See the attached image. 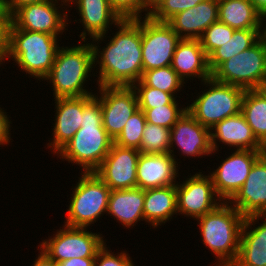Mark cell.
<instances>
[{
    "label": "cell",
    "instance_id": "cell-19",
    "mask_svg": "<svg viewBox=\"0 0 266 266\" xmlns=\"http://www.w3.org/2000/svg\"><path fill=\"white\" fill-rule=\"evenodd\" d=\"M178 164L170 153H141L137 164V187L145 190L175 185Z\"/></svg>",
    "mask_w": 266,
    "mask_h": 266
},
{
    "label": "cell",
    "instance_id": "cell-37",
    "mask_svg": "<svg viewBox=\"0 0 266 266\" xmlns=\"http://www.w3.org/2000/svg\"><path fill=\"white\" fill-rule=\"evenodd\" d=\"M111 8L121 19L141 18L145 11V17L150 12V0H108Z\"/></svg>",
    "mask_w": 266,
    "mask_h": 266
},
{
    "label": "cell",
    "instance_id": "cell-13",
    "mask_svg": "<svg viewBox=\"0 0 266 266\" xmlns=\"http://www.w3.org/2000/svg\"><path fill=\"white\" fill-rule=\"evenodd\" d=\"M190 176L176 184L177 211L195 220L215 209L223 200L216 194L209 174L203 175L199 171Z\"/></svg>",
    "mask_w": 266,
    "mask_h": 266
},
{
    "label": "cell",
    "instance_id": "cell-26",
    "mask_svg": "<svg viewBox=\"0 0 266 266\" xmlns=\"http://www.w3.org/2000/svg\"><path fill=\"white\" fill-rule=\"evenodd\" d=\"M144 219L152 227L161 226L177 215L176 184L144 190Z\"/></svg>",
    "mask_w": 266,
    "mask_h": 266
},
{
    "label": "cell",
    "instance_id": "cell-3",
    "mask_svg": "<svg viewBox=\"0 0 266 266\" xmlns=\"http://www.w3.org/2000/svg\"><path fill=\"white\" fill-rule=\"evenodd\" d=\"M244 219L228 201L195 219L199 223L203 244L217 258L215 266H231L236 261Z\"/></svg>",
    "mask_w": 266,
    "mask_h": 266
},
{
    "label": "cell",
    "instance_id": "cell-43",
    "mask_svg": "<svg viewBox=\"0 0 266 266\" xmlns=\"http://www.w3.org/2000/svg\"><path fill=\"white\" fill-rule=\"evenodd\" d=\"M37 249L40 251L39 256L34 260L32 266H56V262L51 259L43 250L39 247Z\"/></svg>",
    "mask_w": 266,
    "mask_h": 266
},
{
    "label": "cell",
    "instance_id": "cell-25",
    "mask_svg": "<svg viewBox=\"0 0 266 266\" xmlns=\"http://www.w3.org/2000/svg\"><path fill=\"white\" fill-rule=\"evenodd\" d=\"M144 190L138 187L111 190L108 199L107 214L123 225L134 227L138 221L144 219Z\"/></svg>",
    "mask_w": 266,
    "mask_h": 266
},
{
    "label": "cell",
    "instance_id": "cell-24",
    "mask_svg": "<svg viewBox=\"0 0 266 266\" xmlns=\"http://www.w3.org/2000/svg\"><path fill=\"white\" fill-rule=\"evenodd\" d=\"M171 67L185 82L188 78H198L202 82L210 77L208 56L203 50L200 40L181 39L175 49Z\"/></svg>",
    "mask_w": 266,
    "mask_h": 266
},
{
    "label": "cell",
    "instance_id": "cell-16",
    "mask_svg": "<svg viewBox=\"0 0 266 266\" xmlns=\"http://www.w3.org/2000/svg\"><path fill=\"white\" fill-rule=\"evenodd\" d=\"M174 145L185 157L202 158L214 154L211 146L210 129L201 125L187 110L170 129V154L176 160ZM172 148V149H171Z\"/></svg>",
    "mask_w": 266,
    "mask_h": 266
},
{
    "label": "cell",
    "instance_id": "cell-29",
    "mask_svg": "<svg viewBox=\"0 0 266 266\" xmlns=\"http://www.w3.org/2000/svg\"><path fill=\"white\" fill-rule=\"evenodd\" d=\"M241 113L257 140L266 145V96L259 89L246 90Z\"/></svg>",
    "mask_w": 266,
    "mask_h": 266
},
{
    "label": "cell",
    "instance_id": "cell-42",
    "mask_svg": "<svg viewBox=\"0 0 266 266\" xmlns=\"http://www.w3.org/2000/svg\"><path fill=\"white\" fill-rule=\"evenodd\" d=\"M45 0H4V8L12 14L18 7L29 4V3H37Z\"/></svg>",
    "mask_w": 266,
    "mask_h": 266
},
{
    "label": "cell",
    "instance_id": "cell-33",
    "mask_svg": "<svg viewBox=\"0 0 266 266\" xmlns=\"http://www.w3.org/2000/svg\"><path fill=\"white\" fill-rule=\"evenodd\" d=\"M204 0H150L149 17L157 22H168L176 14L193 8Z\"/></svg>",
    "mask_w": 266,
    "mask_h": 266
},
{
    "label": "cell",
    "instance_id": "cell-14",
    "mask_svg": "<svg viewBox=\"0 0 266 266\" xmlns=\"http://www.w3.org/2000/svg\"><path fill=\"white\" fill-rule=\"evenodd\" d=\"M263 151H235L224 160L214 171L209 172L216 194L223 200L229 201L246 181L254 162Z\"/></svg>",
    "mask_w": 266,
    "mask_h": 266
},
{
    "label": "cell",
    "instance_id": "cell-45",
    "mask_svg": "<svg viewBox=\"0 0 266 266\" xmlns=\"http://www.w3.org/2000/svg\"><path fill=\"white\" fill-rule=\"evenodd\" d=\"M265 19H266V17H263L262 24H264V22L266 21ZM261 37L264 39V41L266 43V22L264 25H262Z\"/></svg>",
    "mask_w": 266,
    "mask_h": 266
},
{
    "label": "cell",
    "instance_id": "cell-21",
    "mask_svg": "<svg viewBox=\"0 0 266 266\" xmlns=\"http://www.w3.org/2000/svg\"><path fill=\"white\" fill-rule=\"evenodd\" d=\"M54 101L56 115L52 129L53 139L47 144L53 150L52 154H56L81 128L85 96L56 98Z\"/></svg>",
    "mask_w": 266,
    "mask_h": 266
},
{
    "label": "cell",
    "instance_id": "cell-34",
    "mask_svg": "<svg viewBox=\"0 0 266 266\" xmlns=\"http://www.w3.org/2000/svg\"><path fill=\"white\" fill-rule=\"evenodd\" d=\"M176 98L166 105L154 108H140L146 117V121L164 128L171 129L177 120L187 110V107H179Z\"/></svg>",
    "mask_w": 266,
    "mask_h": 266
},
{
    "label": "cell",
    "instance_id": "cell-12",
    "mask_svg": "<svg viewBox=\"0 0 266 266\" xmlns=\"http://www.w3.org/2000/svg\"><path fill=\"white\" fill-rule=\"evenodd\" d=\"M102 110V123L109 136L115 140L130 116L139 109L132 86H98Z\"/></svg>",
    "mask_w": 266,
    "mask_h": 266
},
{
    "label": "cell",
    "instance_id": "cell-18",
    "mask_svg": "<svg viewBox=\"0 0 266 266\" xmlns=\"http://www.w3.org/2000/svg\"><path fill=\"white\" fill-rule=\"evenodd\" d=\"M76 4L78 9V19L82 23L84 30L80 33L81 40L98 41L102 43L106 38L109 26H116L121 17L111 8L108 0H68V4ZM89 36L90 38H87Z\"/></svg>",
    "mask_w": 266,
    "mask_h": 266
},
{
    "label": "cell",
    "instance_id": "cell-23",
    "mask_svg": "<svg viewBox=\"0 0 266 266\" xmlns=\"http://www.w3.org/2000/svg\"><path fill=\"white\" fill-rule=\"evenodd\" d=\"M218 21V0H204L173 16L167 23L181 39L199 40L204 31Z\"/></svg>",
    "mask_w": 266,
    "mask_h": 266
},
{
    "label": "cell",
    "instance_id": "cell-47",
    "mask_svg": "<svg viewBox=\"0 0 266 266\" xmlns=\"http://www.w3.org/2000/svg\"><path fill=\"white\" fill-rule=\"evenodd\" d=\"M4 9V0H0V12Z\"/></svg>",
    "mask_w": 266,
    "mask_h": 266
},
{
    "label": "cell",
    "instance_id": "cell-11",
    "mask_svg": "<svg viewBox=\"0 0 266 266\" xmlns=\"http://www.w3.org/2000/svg\"><path fill=\"white\" fill-rule=\"evenodd\" d=\"M180 40V36L167 22H157L144 16L141 44L143 72L170 66Z\"/></svg>",
    "mask_w": 266,
    "mask_h": 266
},
{
    "label": "cell",
    "instance_id": "cell-35",
    "mask_svg": "<svg viewBox=\"0 0 266 266\" xmlns=\"http://www.w3.org/2000/svg\"><path fill=\"white\" fill-rule=\"evenodd\" d=\"M234 30V28L219 20L212 23L199 39L206 55L209 56L215 49L223 45L229 37H232Z\"/></svg>",
    "mask_w": 266,
    "mask_h": 266
},
{
    "label": "cell",
    "instance_id": "cell-27",
    "mask_svg": "<svg viewBox=\"0 0 266 266\" xmlns=\"http://www.w3.org/2000/svg\"><path fill=\"white\" fill-rule=\"evenodd\" d=\"M263 17L249 0H218V20L236 29H262Z\"/></svg>",
    "mask_w": 266,
    "mask_h": 266
},
{
    "label": "cell",
    "instance_id": "cell-36",
    "mask_svg": "<svg viewBox=\"0 0 266 266\" xmlns=\"http://www.w3.org/2000/svg\"><path fill=\"white\" fill-rule=\"evenodd\" d=\"M132 87L135 89L139 108H154L170 104L177 97H174L171 93L146 86L141 80Z\"/></svg>",
    "mask_w": 266,
    "mask_h": 266
},
{
    "label": "cell",
    "instance_id": "cell-41",
    "mask_svg": "<svg viewBox=\"0 0 266 266\" xmlns=\"http://www.w3.org/2000/svg\"><path fill=\"white\" fill-rule=\"evenodd\" d=\"M95 257H74L62 262H56V266H94Z\"/></svg>",
    "mask_w": 266,
    "mask_h": 266
},
{
    "label": "cell",
    "instance_id": "cell-9",
    "mask_svg": "<svg viewBox=\"0 0 266 266\" xmlns=\"http://www.w3.org/2000/svg\"><path fill=\"white\" fill-rule=\"evenodd\" d=\"M63 226L53 237L49 236L38 245L55 262L74 257H95L105 244L104 236L99 232L87 231L86 227H71L65 224Z\"/></svg>",
    "mask_w": 266,
    "mask_h": 266
},
{
    "label": "cell",
    "instance_id": "cell-1",
    "mask_svg": "<svg viewBox=\"0 0 266 266\" xmlns=\"http://www.w3.org/2000/svg\"><path fill=\"white\" fill-rule=\"evenodd\" d=\"M116 27L118 31L108 40L106 47L100 48L98 42H90L94 67L99 65L96 69H99L98 86H133L143 75L142 17L121 19Z\"/></svg>",
    "mask_w": 266,
    "mask_h": 266
},
{
    "label": "cell",
    "instance_id": "cell-5",
    "mask_svg": "<svg viewBox=\"0 0 266 266\" xmlns=\"http://www.w3.org/2000/svg\"><path fill=\"white\" fill-rule=\"evenodd\" d=\"M58 37L18 29L11 23L7 59L15 61L31 77L43 80L51 71L60 48Z\"/></svg>",
    "mask_w": 266,
    "mask_h": 266
},
{
    "label": "cell",
    "instance_id": "cell-38",
    "mask_svg": "<svg viewBox=\"0 0 266 266\" xmlns=\"http://www.w3.org/2000/svg\"><path fill=\"white\" fill-rule=\"evenodd\" d=\"M105 244L98 250L95 256L94 266H135L126 251L114 254L109 251Z\"/></svg>",
    "mask_w": 266,
    "mask_h": 266
},
{
    "label": "cell",
    "instance_id": "cell-30",
    "mask_svg": "<svg viewBox=\"0 0 266 266\" xmlns=\"http://www.w3.org/2000/svg\"><path fill=\"white\" fill-rule=\"evenodd\" d=\"M141 81L146 85L166 93L177 95L182 91L184 82L177 72L170 66L144 71Z\"/></svg>",
    "mask_w": 266,
    "mask_h": 266
},
{
    "label": "cell",
    "instance_id": "cell-15",
    "mask_svg": "<svg viewBox=\"0 0 266 266\" xmlns=\"http://www.w3.org/2000/svg\"><path fill=\"white\" fill-rule=\"evenodd\" d=\"M140 151L112 144L109 153L94 173L111 189L137 187V164Z\"/></svg>",
    "mask_w": 266,
    "mask_h": 266
},
{
    "label": "cell",
    "instance_id": "cell-4",
    "mask_svg": "<svg viewBox=\"0 0 266 266\" xmlns=\"http://www.w3.org/2000/svg\"><path fill=\"white\" fill-rule=\"evenodd\" d=\"M78 42L58 49L51 71L43 79L52 84L54 99L93 95L84 87L95 68L93 48L91 43L85 44L86 40L84 44Z\"/></svg>",
    "mask_w": 266,
    "mask_h": 266
},
{
    "label": "cell",
    "instance_id": "cell-32",
    "mask_svg": "<svg viewBox=\"0 0 266 266\" xmlns=\"http://www.w3.org/2000/svg\"><path fill=\"white\" fill-rule=\"evenodd\" d=\"M146 123L145 114L139 108L125 123L122 132L114 140V144L139 149Z\"/></svg>",
    "mask_w": 266,
    "mask_h": 266
},
{
    "label": "cell",
    "instance_id": "cell-7",
    "mask_svg": "<svg viewBox=\"0 0 266 266\" xmlns=\"http://www.w3.org/2000/svg\"><path fill=\"white\" fill-rule=\"evenodd\" d=\"M72 191L65 225L88 228L107 213L111 189L94 172H81Z\"/></svg>",
    "mask_w": 266,
    "mask_h": 266
},
{
    "label": "cell",
    "instance_id": "cell-44",
    "mask_svg": "<svg viewBox=\"0 0 266 266\" xmlns=\"http://www.w3.org/2000/svg\"><path fill=\"white\" fill-rule=\"evenodd\" d=\"M257 12L262 16L266 17V0H249Z\"/></svg>",
    "mask_w": 266,
    "mask_h": 266
},
{
    "label": "cell",
    "instance_id": "cell-28",
    "mask_svg": "<svg viewBox=\"0 0 266 266\" xmlns=\"http://www.w3.org/2000/svg\"><path fill=\"white\" fill-rule=\"evenodd\" d=\"M262 29H236L233 36L208 56V66L213 73L223 62L250 48L261 38Z\"/></svg>",
    "mask_w": 266,
    "mask_h": 266
},
{
    "label": "cell",
    "instance_id": "cell-39",
    "mask_svg": "<svg viewBox=\"0 0 266 266\" xmlns=\"http://www.w3.org/2000/svg\"><path fill=\"white\" fill-rule=\"evenodd\" d=\"M10 25L11 14L4 8L0 12V64L7 60Z\"/></svg>",
    "mask_w": 266,
    "mask_h": 266
},
{
    "label": "cell",
    "instance_id": "cell-48",
    "mask_svg": "<svg viewBox=\"0 0 266 266\" xmlns=\"http://www.w3.org/2000/svg\"><path fill=\"white\" fill-rule=\"evenodd\" d=\"M263 154L266 156V145L263 147Z\"/></svg>",
    "mask_w": 266,
    "mask_h": 266
},
{
    "label": "cell",
    "instance_id": "cell-6",
    "mask_svg": "<svg viewBox=\"0 0 266 266\" xmlns=\"http://www.w3.org/2000/svg\"><path fill=\"white\" fill-rule=\"evenodd\" d=\"M208 89L202 92L191 104L187 111L203 126L213 127L227 117L241 112L242 98L245 89L216 81L210 77L203 81Z\"/></svg>",
    "mask_w": 266,
    "mask_h": 266
},
{
    "label": "cell",
    "instance_id": "cell-40",
    "mask_svg": "<svg viewBox=\"0 0 266 266\" xmlns=\"http://www.w3.org/2000/svg\"><path fill=\"white\" fill-rule=\"evenodd\" d=\"M0 107V147L10 143L12 139L10 136L11 120L7 117V113Z\"/></svg>",
    "mask_w": 266,
    "mask_h": 266
},
{
    "label": "cell",
    "instance_id": "cell-22",
    "mask_svg": "<svg viewBox=\"0 0 266 266\" xmlns=\"http://www.w3.org/2000/svg\"><path fill=\"white\" fill-rule=\"evenodd\" d=\"M257 220L262 223L255 227ZM231 266H266V215L244 219L238 256Z\"/></svg>",
    "mask_w": 266,
    "mask_h": 266
},
{
    "label": "cell",
    "instance_id": "cell-8",
    "mask_svg": "<svg viewBox=\"0 0 266 266\" xmlns=\"http://www.w3.org/2000/svg\"><path fill=\"white\" fill-rule=\"evenodd\" d=\"M212 77L245 90L259 89L266 81V43L261 37L254 45L223 62Z\"/></svg>",
    "mask_w": 266,
    "mask_h": 266
},
{
    "label": "cell",
    "instance_id": "cell-17",
    "mask_svg": "<svg viewBox=\"0 0 266 266\" xmlns=\"http://www.w3.org/2000/svg\"><path fill=\"white\" fill-rule=\"evenodd\" d=\"M228 202L244 218L266 215V156L264 154L254 162L246 181Z\"/></svg>",
    "mask_w": 266,
    "mask_h": 266
},
{
    "label": "cell",
    "instance_id": "cell-20",
    "mask_svg": "<svg viewBox=\"0 0 266 266\" xmlns=\"http://www.w3.org/2000/svg\"><path fill=\"white\" fill-rule=\"evenodd\" d=\"M210 135L214 154L219 151L218 142L240 150L263 151L264 146L257 140L241 112L216 123L210 128Z\"/></svg>",
    "mask_w": 266,
    "mask_h": 266
},
{
    "label": "cell",
    "instance_id": "cell-46",
    "mask_svg": "<svg viewBox=\"0 0 266 266\" xmlns=\"http://www.w3.org/2000/svg\"><path fill=\"white\" fill-rule=\"evenodd\" d=\"M259 90L266 96V81L261 85Z\"/></svg>",
    "mask_w": 266,
    "mask_h": 266
},
{
    "label": "cell",
    "instance_id": "cell-31",
    "mask_svg": "<svg viewBox=\"0 0 266 266\" xmlns=\"http://www.w3.org/2000/svg\"><path fill=\"white\" fill-rule=\"evenodd\" d=\"M138 150L146 154L169 153L170 129L147 122Z\"/></svg>",
    "mask_w": 266,
    "mask_h": 266
},
{
    "label": "cell",
    "instance_id": "cell-10",
    "mask_svg": "<svg viewBox=\"0 0 266 266\" xmlns=\"http://www.w3.org/2000/svg\"><path fill=\"white\" fill-rule=\"evenodd\" d=\"M64 5H68V0H45L22 5L11 14V23L18 29L62 35L69 24L67 11L63 12ZM62 6L60 13L58 8Z\"/></svg>",
    "mask_w": 266,
    "mask_h": 266
},
{
    "label": "cell",
    "instance_id": "cell-2",
    "mask_svg": "<svg viewBox=\"0 0 266 266\" xmlns=\"http://www.w3.org/2000/svg\"><path fill=\"white\" fill-rule=\"evenodd\" d=\"M114 140L103 127L100 99L85 96L81 128L55 155L80 166L82 173L94 172L105 159Z\"/></svg>",
    "mask_w": 266,
    "mask_h": 266
}]
</instances>
